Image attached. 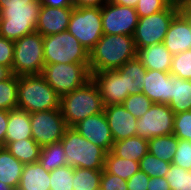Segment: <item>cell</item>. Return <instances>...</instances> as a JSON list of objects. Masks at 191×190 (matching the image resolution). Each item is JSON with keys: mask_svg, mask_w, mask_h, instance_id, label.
Returning <instances> with one entry per match:
<instances>
[{"mask_svg": "<svg viewBox=\"0 0 191 190\" xmlns=\"http://www.w3.org/2000/svg\"><path fill=\"white\" fill-rule=\"evenodd\" d=\"M136 54L133 36L103 34L89 51L90 73L117 70Z\"/></svg>", "mask_w": 191, "mask_h": 190, "instance_id": "cell-1", "label": "cell"}, {"mask_svg": "<svg viewBox=\"0 0 191 190\" xmlns=\"http://www.w3.org/2000/svg\"><path fill=\"white\" fill-rule=\"evenodd\" d=\"M99 88L93 79L60 98V109L67 127L104 111Z\"/></svg>", "mask_w": 191, "mask_h": 190, "instance_id": "cell-2", "label": "cell"}, {"mask_svg": "<svg viewBox=\"0 0 191 190\" xmlns=\"http://www.w3.org/2000/svg\"><path fill=\"white\" fill-rule=\"evenodd\" d=\"M17 108L28 113L60 109V97L41 74L19 76Z\"/></svg>", "mask_w": 191, "mask_h": 190, "instance_id": "cell-3", "label": "cell"}, {"mask_svg": "<svg viewBox=\"0 0 191 190\" xmlns=\"http://www.w3.org/2000/svg\"><path fill=\"white\" fill-rule=\"evenodd\" d=\"M65 154L66 165L73 168L103 170L106 151L79 134L73 127H68L60 140Z\"/></svg>", "mask_w": 191, "mask_h": 190, "instance_id": "cell-4", "label": "cell"}, {"mask_svg": "<svg viewBox=\"0 0 191 190\" xmlns=\"http://www.w3.org/2000/svg\"><path fill=\"white\" fill-rule=\"evenodd\" d=\"M41 0L0 8V36L11 41L36 31Z\"/></svg>", "mask_w": 191, "mask_h": 190, "instance_id": "cell-5", "label": "cell"}, {"mask_svg": "<svg viewBox=\"0 0 191 190\" xmlns=\"http://www.w3.org/2000/svg\"><path fill=\"white\" fill-rule=\"evenodd\" d=\"M44 66L43 36L40 33L35 31L14 41L13 75H38Z\"/></svg>", "mask_w": 191, "mask_h": 190, "instance_id": "cell-6", "label": "cell"}, {"mask_svg": "<svg viewBox=\"0 0 191 190\" xmlns=\"http://www.w3.org/2000/svg\"><path fill=\"white\" fill-rule=\"evenodd\" d=\"M41 75L60 98L92 79L89 63L47 64Z\"/></svg>", "mask_w": 191, "mask_h": 190, "instance_id": "cell-7", "label": "cell"}, {"mask_svg": "<svg viewBox=\"0 0 191 190\" xmlns=\"http://www.w3.org/2000/svg\"><path fill=\"white\" fill-rule=\"evenodd\" d=\"M44 63H89V51L68 30L43 37Z\"/></svg>", "mask_w": 191, "mask_h": 190, "instance_id": "cell-8", "label": "cell"}, {"mask_svg": "<svg viewBox=\"0 0 191 190\" xmlns=\"http://www.w3.org/2000/svg\"><path fill=\"white\" fill-rule=\"evenodd\" d=\"M180 12L179 4L172 3L167 9L146 17H139L133 34L136 49L162 43L171 21Z\"/></svg>", "mask_w": 191, "mask_h": 190, "instance_id": "cell-9", "label": "cell"}, {"mask_svg": "<svg viewBox=\"0 0 191 190\" xmlns=\"http://www.w3.org/2000/svg\"><path fill=\"white\" fill-rule=\"evenodd\" d=\"M68 31L90 51L103 35L101 8L74 7Z\"/></svg>", "mask_w": 191, "mask_h": 190, "instance_id": "cell-10", "label": "cell"}, {"mask_svg": "<svg viewBox=\"0 0 191 190\" xmlns=\"http://www.w3.org/2000/svg\"><path fill=\"white\" fill-rule=\"evenodd\" d=\"M32 138L40 147L62 139L68 128L61 109L30 113Z\"/></svg>", "mask_w": 191, "mask_h": 190, "instance_id": "cell-11", "label": "cell"}, {"mask_svg": "<svg viewBox=\"0 0 191 190\" xmlns=\"http://www.w3.org/2000/svg\"><path fill=\"white\" fill-rule=\"evenodd\" d=\"M175 113L168 104L153 103L149 110L137 119V135L149 140L173 134Z\"/></svg>", "mask_w": 191, "mask_h": 190, "instance_id": "cell-12", "label": "cell"}, {"mask_svg": "<svg viewBox=\"0 0 191 190\" xmlns=\"http://www.w3.org/2000/svg\"><path fill=\"white\" fill-rule=\"evenodd\" d=\"M103 34L133 36L139 21L136 8L108 1L101 7Z\"/></svg>", "mask_w": 191, "mask_h": 190, "instance_id": "cell-13", "label": "cell"}, {"mask_svg": "<svg viewBox=\"0 0 191 190\" xmlns=\"http://www.w3.org/2000/svg\"><path fill=\"white\" fill-rule=\"evenodd\" d=\"M73 128L91 143L111 151L114 140L104 111L81 120Z\"/></svg>", "mask_w": 191, "mask_h": 190, "instance_id": "cell-14", "label": "cell"}, {"mask_svg": "<svg viewBox=\"0 0 191 190\" xmlns=\"http://www.w3.org/2000/svg\"><path fill=\"white\" fill-rule=\"evenodd\" d=\"M97 84L104 106L122 104L129 96L125 91L124 76L117 70L92 73Z\"/></svg>", "mask_w": 191, "mask_h": 190, "instance_id": "cell-15", "label": "cell"}, {"mask_svg": "<svg viewBox=\"0 0 191 190\" xmlns=\"http://www.w3.org/2000/svg\"><path fill=\"white\" fill-rule=\"evenodd\" d=\"M104 113L114 142L137 135V118L122 104L105 106Z\"/></svg>", "mask_w": 191, "mask_h": 190, "instance_id": "cell-16", "label": "cell"}, {"mask_svg": "<svg viewBox=\"0 0 191 190\" xmlns=\"http://www.w3.org/2000/svg\"><path fill=\"white\" fill-rule=\"evenodd\" d=\"M73 8L42 5L37 18L36 31L43 37L67 31Z\"/></svg>", "mask_w": 191, "mask_h": 190, "instance_id": "cell-17", "label": "cell"}, {"mask_svg": "<svg viewBox=\"0 0 191 190\" xmlns=\"http://www.w3.org/2000/svg\"><path fill=\"white\" fill-rule=\"evenodd\" d=\"M141 93L153 103L169 104L172 99V75L170 72L147 69Z\"/></svg>", "mask_w": 191, "mask_h": 190, "instance_id": "cell-18", "label": "cell"}, {"mask_svg": "<svg viewBox=\"0 0 191 190\" xmlns=\"http://www.w3.org/2000/svg\"><path fill=\"white\" fill-rule=\"evenodd\" d=\"M163 43L172 55L191 49L190 24L180 12L171 21Z\"/></svg>", "mask_w": 191, "mask_h": 190, "instance_id": "cell-19", "label": "cell"}, {"mask_svg": "<svg viewBox=\"0 0 191 190\" xmlns=\"http://www.w3.org/2000/svg\"><path fill=\"white\" fill-rule=\"evenodd\" d=\"M136 57L146 69L170 72L173 55L163 42L137 50Z\"/></svg>", "mask_w": 191, "mask_h": 190, "instance_id": "cell-20", "label": "cell"}, {"mask_svg": "<svg viewBox=\"0 0 191 190\" xmlns=\"http://www.w3.org/2000/svg\"><path fill=\"white\" fill-rule=\"evenodd\" d=\"M32 138L30 113L20 108L8 111L5 146L9 142Z\"/></svg>", "mask_w": 191, "mask_h": 190, "instance_id": "cell-21", "label": "cell"}, {"mask_svg": "<svg viewBox=\"0 0 191 190\" xmlns=\"http://www.w3.org/2000/svg\"><path fill=\"white\" fill-rule=\"evenodd\" d=\"M50 172L39 162L25 164L17 190H50Z\"/></svg>", "mask_w": 191, "mask_h": 190, "instance_id": "cell-22", "label": "cell"}, {"mask_svg": "<svg viewBox=\"0 0 191 190\" xmlns=\"http://www.w3.org/2000/svg\"><path fill=\"white\" fill-rule=\"evenodd\" d=\"M149 151L148 140L136 135L124 140L115 141L111 152L126 160L139 162Z\"/></svg>", "mask_w": 191, "mask_h": 190, "instance_id": "cell-23", "label": "cell"}, {"mask_svg": "<svg viewBox=\"0 0 191 190\" xmlns=\"http://www.w3.org/2000/svg\"><path fill=\"white\" fill-rule=\"evenodd\" d=\"M117 71L124 76L125 91L129 95L141 93L147 69L137 57L127 61Z\"/></svg>", "mask_w": 191, "mask_h": 190, "instance_id": "cell-24", "label": "cell"}, {"mask_svg": "<svg viewBox=\"0 0 191 190\" xmlns=\"http://www.w3.org/2000/svg\"><path fill=\"white\" fill-rule=\"evenodd\" d=\"M23 167L5 147H0V182L17 190Z\"/></svg>", "mask_w": 191, "mask_h": 190, "instance_id": "cell-25", "label": "cell"}, {"mask_svg": "<svg viewBox=\"0 0 191 190\" xmlns=\"http://www.w3.org/2000/svg\"><path fill=\"white\" fill-rule=\"evenodd\" d=\"M168 106L175 114L191 110V80L172 75V99Z\"/></svg>", "mask_w": 191, "mask_h": 190, "instance_id": "cell-26", "label": "cell"}, {"mask_svg": "<svg viewBox=\"0 0 191 190\" xmlns=\"http://www.w3.org/2000/svg\"><path fill=\"white\" fill-rule=\"evenodd\" d=\"M5 148L24 165L38 162L41 153V147L33 138L9 142Z\"/></svg>", "mask_w": 191, "mask_h": 190, "instance_id": "cell-27", "label": "cell"}, {"mask_svg": "<svg viewBox=\"0 0 191 190\" xmlns=\"http://www.w3.org/2000/svg\"><path fill=\"white\" fill-rule=\"evenodd\" d=\"M104 169L127 181L140 170V166L139 162L120 158L110 151L106 153Z\"/></svg>", "mask_w": 191, "mask_h": 190, "instance_id": "cell-28", "label": "cell"}, {"mask_svg": "<svg viewBox=\"0 0 191 190\" xmlns=\"http://www.w3.org/2000/svg\"><path fill=\"white\" fill-rule=\"evenodd\" d=\"M178 142L179 139L174 134L154 137L148 140V152L158 159L172 163Z\"/></svg>", "mask_w": 191, "mask_h": 190, "instance_id": "cell-29", "label": "cell"}, {"mask_svg": "<svg viewBox=\"0 0 191 190\" xmlns=\"http://www.w3.org/2000/svg\"><path fill=\"white\" fill-rule=\"evenodd\" d=\"M38 162L47 172L66 165V154L61 141L41 147Z\"/></svg>", "mask_w": 191, "mask_h": 190, "instance_id": "cell-30", "label": "cell"}, {"mask_svg": "<svg viewBox=\"0 0 191 190\" xmlns=\"http://www.w3.org/2000/svg\"><path fill=\"white\" fill-rule=\"evenodd\" d=\"M103 170L74 168L73 190H100Z\"/></svg>", "mask_w": 191, "mask_h": 190, "instance_id": "cell-31", "label": "cell"}, {"mask_svg": "<svg viewBox=\"0 0 191 190\" xmlns=\"http://www.w3.org/2000/svg\"><path fill=\"white\" fill-rule=\"evenodd\" d=\"M17 102L18 76L12 74L8 79L0 81V110L17 108Z\"/></svg>", "mask_w": 191, "mask_h": 190, "instance_id": "cell-32", "label": "cell"}, {"mask_svg": "<svg viewBox=\"0 0 191 190\" xmlns=\"http://www.w3.org/2000/svg\"><path fill=\"white\" fill-rule=\"evenodd\" d=\"M140 170L146 173L150 178L165 177L167 171L170 169L171 163L158 159L150 152H148L139 161Z\"/></svg>", "mask_w": 191, "mask_h": 190, "instance_id": "cell-33", "label": "cell"}, {"mask_svg": "<svg viewBox=\"0 0 191 190\" xmlns=\"http://www.w3.org/2000/svg\"><path fill=\"white\" fill-rule=\"evenodd\" d=\"M74 168L68 165L50 172V190H73Z\"/></svg>", "mask_w": 191, "mask_h": 190, "instance_id": "cell-34", "label": "cell"}, {"mask_svg": "<svg viewBox=\"0 0 191 190\" xmlns=\"http://www.w3.org/2000/svg\"><path fill=\"white\" fill-rule=\"evenodd\" d=\"M165 178L171 190H191V171L171 163Z\"/></svg>", "mask_w": 191, "mask_h": 190, "instance_id": "cell-35", "label": "cell"}, {"mask_svg": "<svg viewBox=\"0 0 191 190\" xmlns=\"http://www.w3.org/2000/svg\"><path fill=\"white\" fill-rule=\"evenodd\" d=\"M170 74L184 80H191V49L173 55Z\"/></svg>", "mask_w": 191, "mask_h": 190, "instance_id": "cell-36", "label": "cell"}, {"mask_svg": "<svg viewBox=\"0 0 191 190\" xmlns=\"http://www.w3.org/2000/svg\"><path fill=\"white\" fill-rule=\"evenodd\" d=\"M124 108L132 113V115L139 119L143 116L149 108L153 105V102L143 93L131 94L122 103Z\"/></svg>", "mask_w": 191, "mask_h": 190, "instance_id": "cell-37", "label": "cell"}, {"mask_svg": "<svg viewBox=\"0 0 191 190\" xmlns=\"http://www.w3.org/2000/svg\"><path fill=\"white\" fill-rule=\"evenodd\" d=\"M173 134L191 142V110L175 114Z\"/></svg>", "mask_w": 191, "mask_h": 190, "instance_id": "cell-38", "label": "cell"}, {"mask_svg": "<svg viewBox=\"0 0 191 190\" xmlns=\"http://www.w3.org/2000/svg\"><path fill=\"white\" fill-rule=\"evenodd\" d=\"M172 3L171 0H139L136 12L139 17H146L167 9Z\"/></svg>", "mask_w": 191, "mask_h": 190, "instance_id": "cell-39", "label": "cell"}, {"mask_svg": "<svg viewBox=\"0 0 191 190\" xmlns=\"http://www.w3.org/2000/svg\"><path fill=\"white\" fill-rule=\"evenodd\" d=\"M172 164H175L186 171H191V142L179 139L176 153Z\"/></svg>", "mask_w": 191, "mask_h": 190, "instance_id": "cell-40", "label": "cell"}, {"mask_svg": "<svg viewBox=\"0 0 191 190\" xmlns=\"http://www.w3.org/2000/svg\"><path fill=\"white\" fill-rule=\"evenodd\" d=\"M100 190H128L127 181L103 169Z\"/></svg>", "mask_w": 191, "mask_h": 190, "instance_id": "cell-41", "label": "cell"}, {"mask_svg": "<svg viewBox=\"0 0 191 190\" xmlns=\"http://www.w3.org/2000/svg\"><path fill=\"white\" fill-rule=\"evenodd\" d=\"M14 41L0 36V65L12 70Z\"/></svg>", "mask_w": 191, "mask_h": 190, "instance_id": "cell-42", "label": "cell"}, {"mask_svg": "<svg viewBox=\"0 0 191 190\" xmlns=\"http://www.w3.org/2000/svg\"><path fill=\"white\" fill-rule=\"evenodd\" d=\"M150 177L139 170L129 180H127L128 190H147Z\"/></svg>", "mask_w": 191, "mask_h": 190, "instance_id": "cell-43", "label": "cell"}, {"mask_svg": "<svg viewBox=\"0 0 191 190\" xmlns=\"http://www.w3.org/2000/svg\"><path fill=\"white\" fill-rule=\"evenodd\" d=\"M147 190H171L165 177H152L149 179Z\"/></svg>", "mask_w": 191, "mask_h": 190, "instance_id": "cell-44", "label": "cell"}, {"mask_svg": "<svg viewBox=\"0 0 191 190\" xmlns=\"http://www.w3.org/2000/svg\"><path fill=\"white\" fill-rule=\"evenodd\" d=\"M7 124H8V111L0 110V147H5Z\"/></svg>", "mask_w": 191, "mask_h": 190, "instance_id": "cell-45", "label": "cell"}, {"mask_svg": "<svg viewBox=\"0 0 191 190\" xmlns=\"http://www.w3.org/2000/svg\"><path fill=\"white\" fill-rule=\"evenodd\" d=\"M109 0H73L74 7H97L101 8Z\"/></svg>", "mask_w": 191, "mask_h": 190, "instance_id": "cell-46", "label": "cell"}, {"mask_svg": "<svg viewBox=\"0 0 191 190\" xmlns=\"http://www.w3.org/2000/svg\"><path fill=\"white\" fill-rule=\"evenodd\" d=\"M73 0H41L42 5L49 7H74Z\"/></svg>", "mask_w": 191, "mask_h": 190, "instance_id": "cell-47", "label": "cell"}, {"mask_svg": "<svg viewBox=\"0 0 191 190\" xmlns=\"http://www.w3.org/2000/svg\"><path fill=\"white\" fill-rule=\"evenodd\" d=\"M180 13L188 20L191 21V0H182L179 3Z\"/></svg>", "mask_w": 191, "mask_h": 190, "instance_id": "cell-48", "label": "cell"}, {"mask_svg": "<svg viewBox=\"0 0 191 190\" xmlns=\"http://www.w3.org/2000/svg\"><path fill=\"white\" fill-rule=\"evenodd\" d=\"M39 0H0V8L8 6L26 5L29 2H38Z\"/></svg>", "mask_w": 191, "mask_h": 190, "instance_id": "cell-49", "label": "cell"}, {"mask_svg": "<svg viewBox=\"0 0 191 190\" xmlns=\"http://www.w3.org/2000/svg\"><path fill=\"white\" fill-rule=\"evenodd\" d=\"M111 3H115L121 6H128L136 8L139 0H109Z\"/></svg>", "mask_w": 191, "mask_h": 190, "instance_id": "cell-50", "label": "cell"}, {"mask_svg": "<svg viewBox=\"0 0 191 190\" xmlns=\"http://www.w3.org/2000/svg\"><path fill=\"white\" fill-rule=\"evenodd\" d=\"M12 75V71L9 67L0 65V81L8 79Z\"/></svg>", "mask_w": 191, "mask_h": 190, "instance_id": "cell-51", "label": "cell"}, {"mask_svg": "<svg viewBox=\"0 0 191 190\" xmlns=\"http://www.w3.org/2000/svg\"><path fill=\"white\" fill-rule=\"evenodd\" d=\"M0 190H15V189L8 186L7 184H4L3 182H0Z\"/></svg>", "mask_w": 191, "mask_h": 190, "instance_id": "cell-52", "label": "cell"}, {"mask_svg": "<svg viewBox=\"0 0 191 190\" xmlns=\"http://www.w3.org/2000/svg\"><path fill=\"white\" fill-rule=\"evenodd\" d=\"M171 1H173L174 3H180L182 0H171Z\"/></svg>", "mask_w": 191, "mask_h": 190, "instance_id": "cell-53", "label": "cell"}]
</instances>
